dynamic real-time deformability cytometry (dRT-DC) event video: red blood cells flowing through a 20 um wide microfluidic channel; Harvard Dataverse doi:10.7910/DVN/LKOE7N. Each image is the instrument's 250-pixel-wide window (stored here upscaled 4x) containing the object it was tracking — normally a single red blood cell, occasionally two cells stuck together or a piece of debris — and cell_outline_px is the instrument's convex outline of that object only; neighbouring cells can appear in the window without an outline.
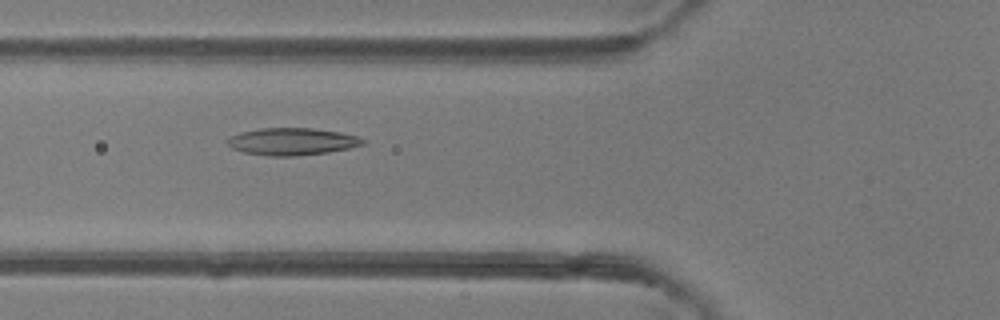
{"species": "common noctule bat (a hibernating species)", "species_latin": "Nyctalus noctula", "temperature_condition": "room temperature", "stored_images_in_passage": 48, "camera_frame_rate_fps": 3000, "um_per_image_px": 0.085, "animal": {"sex": "female"}, "frame": {"image": 1, "passage_image": 18, "time_ms": 5.667, "image_size_px": [1000, 320], "cell_outline_px": [[364, 144], [348, 148], [328, 152], [296, 156], [272, 156], [244, 152], [232, 148], [228, 144], [228, 140], [232, 136], [240, 132], [260, 128], [312, 128], [340, 132], [356, 136], [364, 140]], "centroid_in_image_um": [24.82, 12.03], "position_along_channel_um": 101.0, "area_um2": 21.21}}
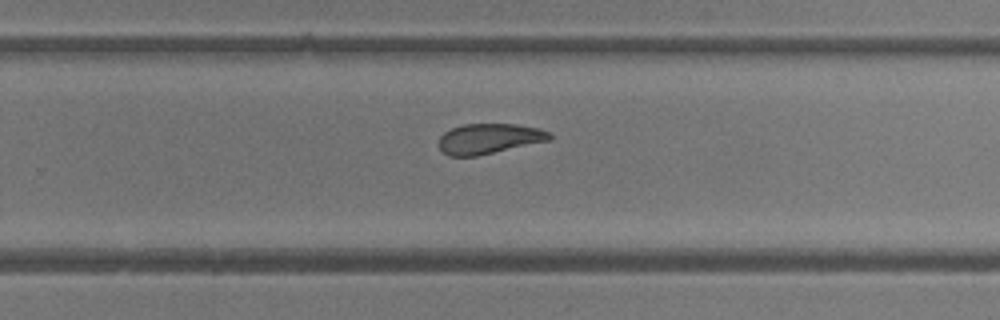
{"frame": {"image": 2, "passage_image": 31, "time_ms": 10.0, "image_size_px": [1000, 320], "cell_outline_px": [[552, 140], [476, 156], [448, 156], [440, 148], [440, 136], [444, 132], [452, 128], [464, 124], [516, 124], [540, 128], [552, 132]], "centroid_in_image_um": [41.63, 11.78], "position_along_channel_um": 288.2, "area_um2": 19.59}}
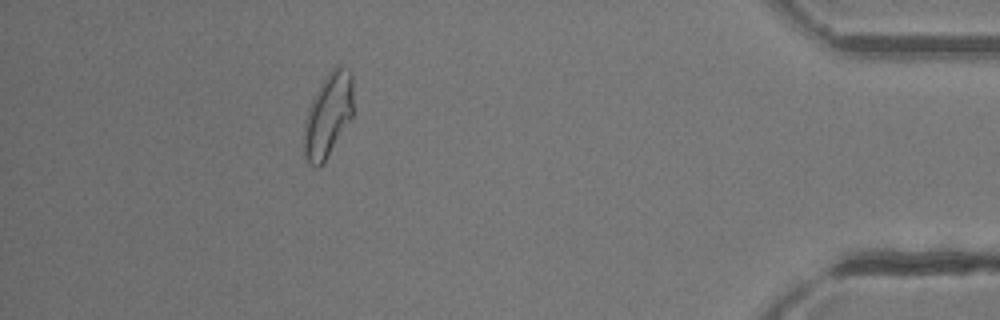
{"frame": {"image": 3, "passage_image": 43, "time_ms": 14.0, "image_size_px": [1000, 320], "cell_outline_px": [[352, 116], [324, 164], [320, 168], [316, 168], [308, 164], [304, 156], [304, 124], [308, 108], [320, 84], [328, 72], [336, 64], [344, 64], [352, 72]], "centroid_in_image_um": [27.88, 9.79], "position_along_channel_um": 407.3, "area_um2": 24.45}, "authors_computed_cell_mechanics": {"area_um2": 21.9929, "velocity_mm_per_s": 4.3256, "shape_relaxation_time_tau1_ms": 6.8495, "shape_relaxation_time_tau2_ms": 3.2327, "deformation_change_tau1": 0.1771, "deformation_change_tau2": 0.1041}}